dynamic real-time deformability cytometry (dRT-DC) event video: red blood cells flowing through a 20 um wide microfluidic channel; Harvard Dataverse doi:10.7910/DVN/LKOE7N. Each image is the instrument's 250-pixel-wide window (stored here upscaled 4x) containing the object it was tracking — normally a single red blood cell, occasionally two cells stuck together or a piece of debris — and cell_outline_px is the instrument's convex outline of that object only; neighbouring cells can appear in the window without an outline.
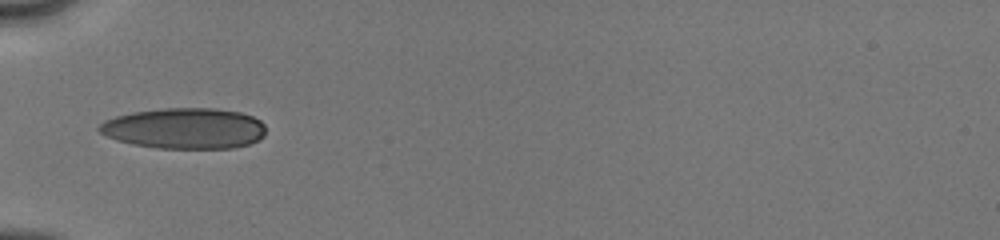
{"species": "human", "species_latin": "Homo sapiens", "temperature_condition": "cold", "stored_images_in_passage": 17, "camera_frame_rate_fps": 3000, "um_per_image_px": 0.085, "donor": {"sex": "male"}, "frame": {"image": 1, "passage_image": 1, "time_ms": 0.0, "image_size_px": [1000, 240], "cell_outline_px": [[264, 136], [248, 144], [232, 148], [156, 148], [132, 144], [116, 140], [100, 132], [96, 128], [104, 120], [116, 116], [132, 112], [164, 108], [216, 108], [240, 112], [252, 116], [260, 120], [264, 124]], "centroid_in_image_um": [15.67, 10.9], "position_along_channel_um": 69.3, "area_um2": 39.65}}
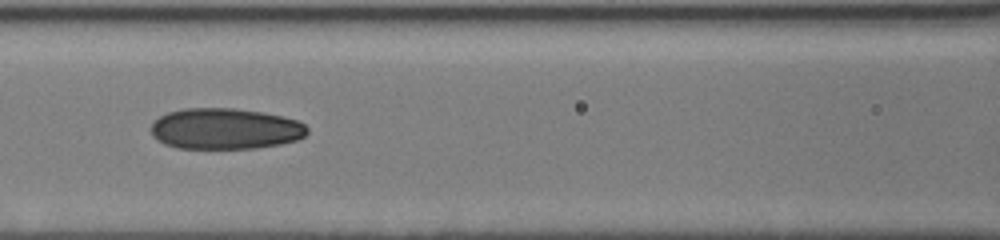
{"frame": {"image": 2, "passage_image": 11, "time_ms": 2.0, "image_size_px": [1000, 240], "cell_outline_px": [[308, 132], [304, 136], [296, 140], [280, 144], [256, 148], [176, 148], [164, 144], [152, 136], [152, 120], [168, 112], [184, 108], [236, 108], [260, 112], [280, 116], [296, 120], [304, 124], [308, 128]], "centroid_in_image_um": [19.11, 10.94], "position_along_channel_um": 147.5, "area_um2": 37.34}}
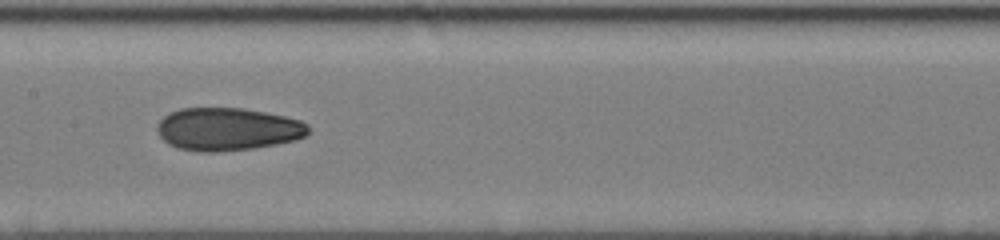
{"frame": {"image": 3, "passage_image": 16, "time_ms": 3.0, "image_size_px": [1000, 240], "cell_outline_px": [[308, 132], [304, 136], [296, 140], [276, 144], [252, 148], [220, 152], [200, 152], [176, 148], [168, 144], [156, 132], [156, 124], [164, 116], [180, 108], [244, 108], [284, 116], [300, 120], [308, 124]], "centroid_in_image_um": [19.31, 10.98], "position_along_channel_um": 188.1, "area_um2": 37.86}}